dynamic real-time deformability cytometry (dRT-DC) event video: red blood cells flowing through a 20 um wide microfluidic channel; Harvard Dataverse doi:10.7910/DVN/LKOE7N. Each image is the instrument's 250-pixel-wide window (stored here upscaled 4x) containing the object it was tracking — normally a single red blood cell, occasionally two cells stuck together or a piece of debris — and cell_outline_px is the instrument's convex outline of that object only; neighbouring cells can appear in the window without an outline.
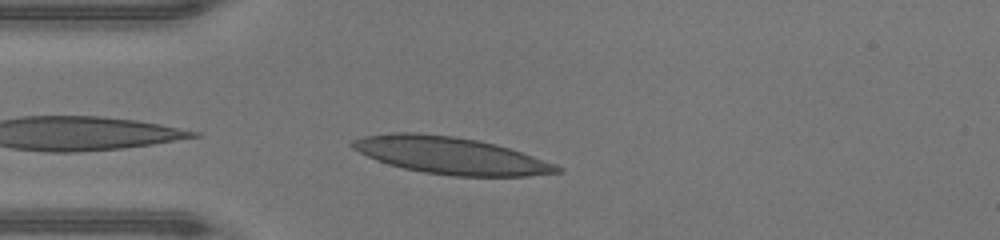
{"species": "human", "species_latin": "Homo sapiens", "temperature_condition": "warm", "stored_images_in_passage": 29, "camera_frame_rate_fps": 3000, "um_per_image_px": 0.085, "donor": {"sex": "male"}, "frame": {"image": 1, "passage_image": 1, "time_ms": 0.0, "image_size_px": [1000, 240], "cell_outline_px": [[564, 172], [528, 176], [452, 176], [424, 172], [404, 168], [388, 164], [376, 160], [352, 148], [348, 144], [352, 140], [364, 136], [392, 132], [416, 132], [452, 136], [476, 140], [496, 144], [556, 164], [564, 168]], "centroid_in_image_um": [38.29, 13.22], "position_along_channel_um": 46.7, "area_um2": 44.1}}
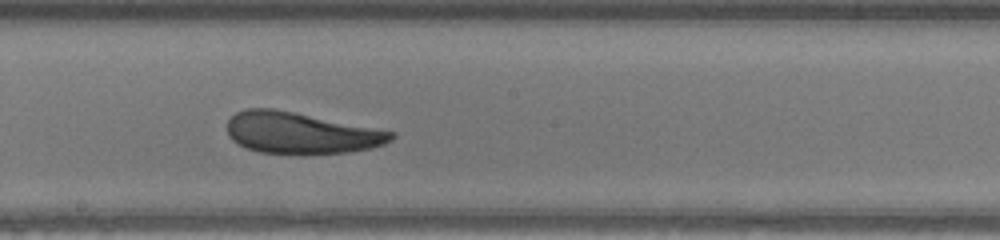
{"frame": {"image": 2, "passage_image": 14, "time_ms": 4.333, "image_size_px": [1000, 240], "cell_outline_px": [[396, 136], [392, 140], [384, 144], [372, 148], [348, 152], [304, 156], [260, 152], [244, 148], [232, 140], [228, 136], [228, 120], [236, 112], [244, 108], [272, 108], [396, 132]], "centroid_in_image_um": [25.56, 11.34], "position_along_channel_um": 222.6, "area_um2": 40.17}}
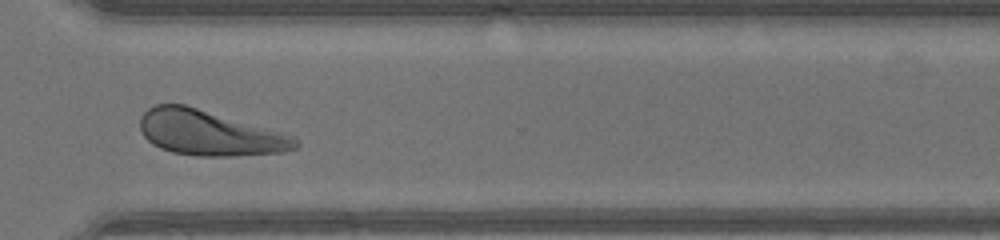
{"frame": {"image": 3, "passage_image": 23, "time_ms": 7.333, "image_size_px": [1000, 240], "cell_outline_px": [[300, 144], [296, 148], [284, 152], [228, 156], [196, 156], [172, 152], [160, 148], [152, 144], [144, 136], [140, 128], [140, 116], [148, 108], [156, 104], [184, 104], [296, 136]], "centroid_in_image_um": [17.8, 11.31], "position_along_channel_um": 352.8, "area_um2": 40.86}, "authors_computed_cell_mechanics": {"area_um2": 40.5756, "velocity_mm_per_s": 4.3476, "shape_relaxation_time_tau1_ms": 4.3131, "shape_relaxation_time_tau2_ms": 1.6583, "deformation_change_tau1": 0.1514, "deformation_change_tau2": 0.1039}}